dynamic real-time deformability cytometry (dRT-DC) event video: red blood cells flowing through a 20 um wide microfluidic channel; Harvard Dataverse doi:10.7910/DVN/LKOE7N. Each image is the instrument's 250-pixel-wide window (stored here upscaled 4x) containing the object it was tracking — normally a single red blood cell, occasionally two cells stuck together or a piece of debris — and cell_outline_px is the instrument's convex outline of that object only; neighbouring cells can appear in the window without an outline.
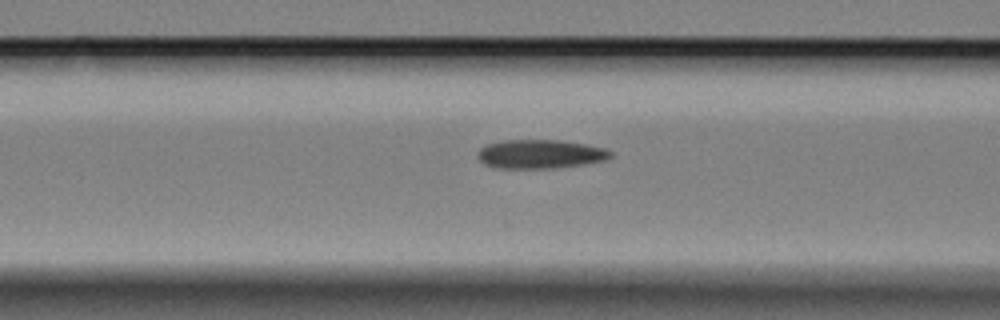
{"species": "Egyptian fruit bat (a non-hibernating species)", "species_latin": "Rousettus aegyptiacus", "temperature_condition": "cold", "stored_images_in_passage": 42, "camera_frame_rate_fps": 3000, "um_per_image_px": 0.085, "animal": {"sex": "female"}, "frame": {"image": 1, "passage_image": 18, "time_ms": 5.667, "image_size_px": [1000, 320], "cell_outline_px": [[612, 156], [604, 160], [584, 164], [556, 168], [496, 168], [484, 164], [476, 156], [476, 152], [480, 148], [488, 144], [504, 140], [560, 140], [584, 144], [604, 148], [612, 152]], "centroid_in_image_um": [45.88, 13.1], "position_along_channel_um": 120.7, "area_um2": 22.37}}
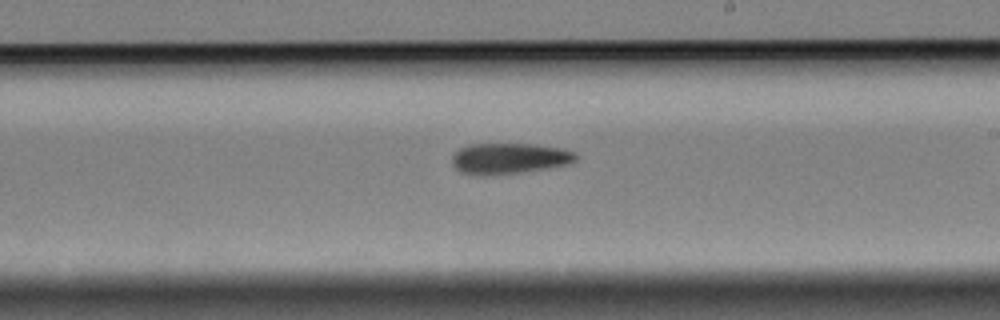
{"frame": {"image": 2, "passage_image": 29, "time_ms": 9.333, "image_size_px": [1000, 320], "cell_outline_px": [[580, 156], [576, 160], [568, 164], [520, 172], [484, 176], [480, 176], [460, 172], [452, 164], [452, 156], [460, 148], [472, 144], [532, 144], [560, 148], [576, 152]], "centroid_in_image_um": [43.28, 13.47], "position_along_channel_um": 245.7, "area_um2": 22.2}}
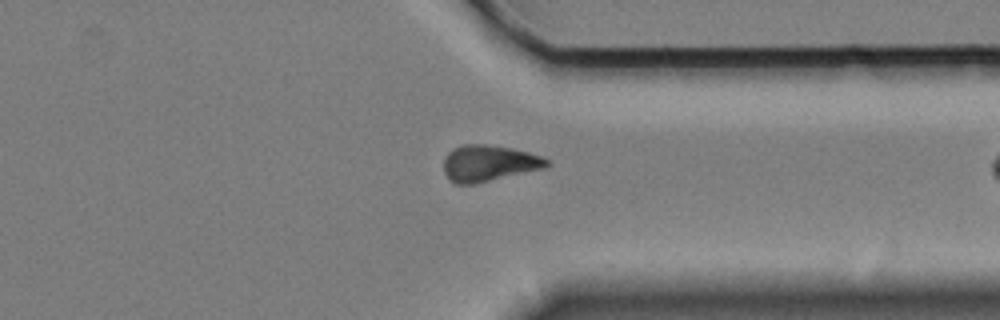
{"frame": {"image": 3, "passage_image": 40, "time_ms": 13.0, "image_size_px": [1000, 320], "cell_outline_px": [[548, 164], [544, 168], [472, 184], [456, 184], [444, 172], [444, 156], [452, 148], [464, 144], [484, 144], [512, 148], [528, 152], [540, 156], [548, 160]], "centroid_in_image_um": [41.51, 13.85], "position_along_channel_um": 369.9, "area_um2": 21.44}}